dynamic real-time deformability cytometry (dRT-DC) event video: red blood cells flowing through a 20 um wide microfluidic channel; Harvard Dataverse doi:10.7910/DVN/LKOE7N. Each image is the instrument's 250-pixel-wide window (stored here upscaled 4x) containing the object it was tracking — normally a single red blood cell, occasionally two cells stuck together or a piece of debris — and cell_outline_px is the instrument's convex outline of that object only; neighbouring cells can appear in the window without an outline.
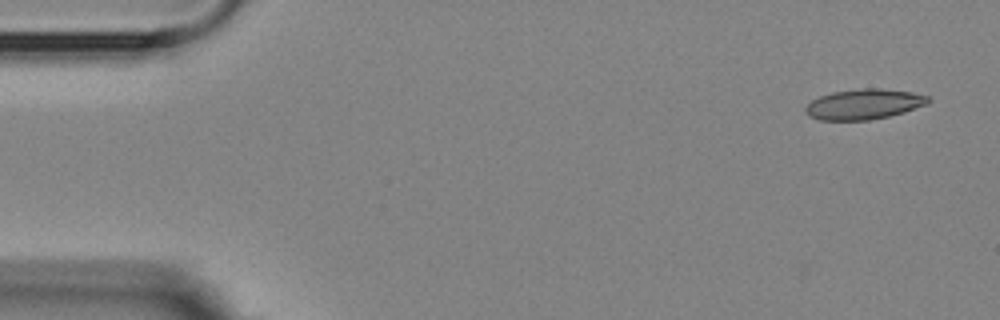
{"species": "Egyptian fruit bat (a non-hibernating species)", "species_latin": "Rousettus aegyptiacus", "temperature_condition": "room temperature", "stored_images_in_passage": 5, "camera_frame_rate_fps": 3000, "um_per_image_px": 0.085, "animal": {"sex": "female"}, "frame": {"image": 1, "passage_image": 1, "time_ms": 0.0, "image_size_px": [1000, 320], "cell_outline_px": [[932, 100], [928, 104], [904, 112], [888, 116], [868, 120], [820, 120], [808, 116], [804, 112], [804, 108], [812, 100], [820, 96], [832, 92], [864, 88], [880, 88], [912, 92], [928, 96]], "centroid_in_image_um": [73.43, 8.86], "position_along_channel_um": 11.6, "area_um2": 21.73}}
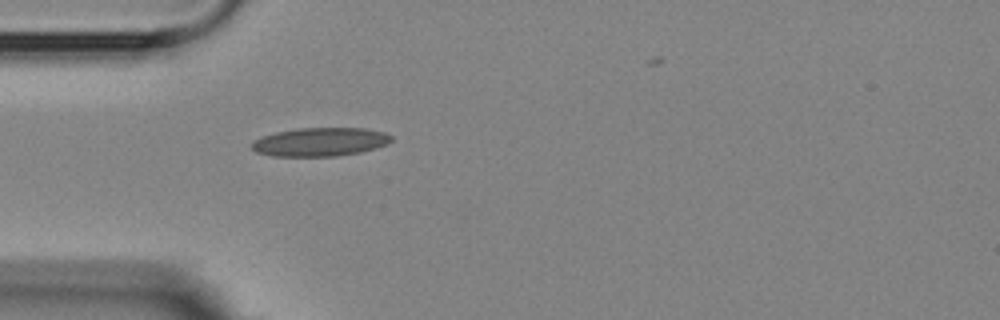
{"frame": {"image": 2, "passage_image": 5, "time_ms": 4.333, "image_size_px": [1000, 320], "cell_outline_px": [[392, 140], [388, 144], [376, 148], [360, 152], [336, 156], [272, 156], [256, 152], [252, 148], [252, 140], [276, 132], [296, 128], [364, 128], [384, 132], [392, 136]], "centroid_in_image_um": [27.22, 12.06], "position_along_channel_um": 57.8, "area_um2": 23.29}}